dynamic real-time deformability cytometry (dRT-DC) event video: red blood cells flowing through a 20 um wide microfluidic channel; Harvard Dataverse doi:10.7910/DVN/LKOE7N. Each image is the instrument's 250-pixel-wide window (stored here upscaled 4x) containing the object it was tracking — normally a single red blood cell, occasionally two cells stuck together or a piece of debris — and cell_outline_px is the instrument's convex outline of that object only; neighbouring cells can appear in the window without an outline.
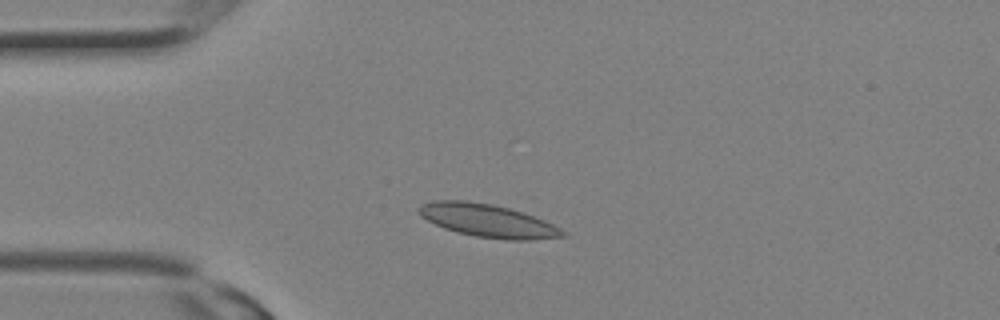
{"species": "Egyptian fruit bat (a non-hibernating species)", "species_latin": "Rousettus aegyptiacus", "temperature_condition": "room temperature", "stored_images_in_passage": 10, "camera_frame_rate_fps": 3000, "um_per_image_px": 0.085, "animal": {"sex": "female"}, "frame": {"image": 1, "passage_image": 5, "time_ms": 1.333, "image_size_px": [1000, 320], "cell_outline_px": [[568, 236], [528, 240], [508, 240], [476, 236], [456, 232], [444, 228], [420, 216], [416, 208], [420, 204], [432, 200], [468, 200], [492, 204], [508, 208], [544, 220], [560, 228]], "centroid_in_image_um": [41.4, 18.74], "position_along_channel_um": 43.6, "area_um2": 27.57}}
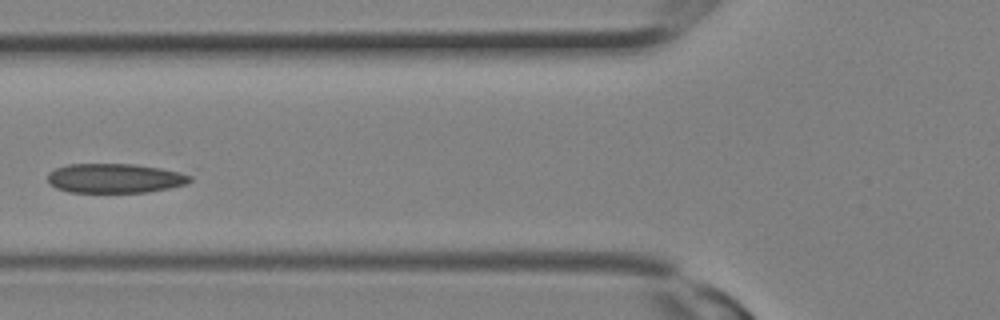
{"frame": {"image": 2, "passage_image": 9, "time_ms": 2.667, "image_size_px": [1000, 320], "cell_outline_px": [[196, 168], [192, 180], [184, 184], [168, 188], [148, 192], [68, 192], [56, 188], [48, 180], [48, 172], [56, 168], [68, 164], [136, 164]], "centroid_in_image_um": [10.06, 15.1], "position_along_channel_um": 115.7, "area_um2": 25.84}}